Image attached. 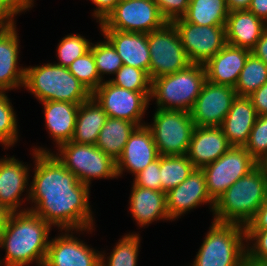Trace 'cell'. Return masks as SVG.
<instances>
[{"mask_svg":"<svg viewBox=\"0 0 267 266\" xmlns=\"http://www.w3.org/2000/svg\"><path fill=\"white\" fill-rule=\"evenodd\" d=\"M33 151L35 169L29 201L34 205L27 209L61 232H91L95 222L89 203L90 187L68 171L50 150L35 147Z\"/></svg>","mask_w":267,"mask_h":266,"instance_id":"cell-1","label":"cell"},{"mask_svg":"<svg viewBox=\"0 0 267 266\" xmlns=\"http://www.w3.org/2000/svg\"><path fill=\"white\" fill-rule=\"evenodd\" d=\"M51 226L30 210L11 212L0 237V248L5 249V258L0 266H43Z\"/></svg>","mask_w":267,"mask_h":266,"instance_id":"cell-2","label":"cell"},{"mask_svg":"<svg viewBox=\"0 0 267 266\" xmlns=\"http://www.w3.org/2000/svg\"><path fill=\"white\" fill-rule=\"evenodd\" d=\"M267 199V175L257 165L215 201L213 220L246 226Z\"/></svg>","mask_w":267,"mask_h":266,"instance_id":"cell-3","label":"cell"},{"mask_svg":"<svg viewBox=\"0 0 267 266\" xmlns=\"http://www.w3.org/2000/svg\"><path fill=\"white\" fill-rule=\"evenodd\" d=\"M23 87L40 102L63 101L81 104L91 92L68 68L55 63L25 67Z\"/></svg>","mask_w":267,"mask_h":266,"instance_id":"cell-4","label":"cell"},{"mask_svg":"<svg viewBox=\"0 0 267 266\" xmlns=\"http://www.w3.org/2000/svg\"><path fill=\"white\" fill-rule=\"evenodd\" d=\"M245 226L213 220L192 266H240L246 258Z\"/></svg>","mask_w":267,"mask_h":266,"instance_id":"cell-5","label":"cell"},{"mask_svg":"<svg viewBox=\"0 0 267 266\" xmlns=\"http://www.w3.org/2000/svg\"><path fill=\"white\" fill-rule=\"evenodd\" d=\"M206 81L204 65L191 64L186 69L151 80L150 101L157 109L190 112Z\"/></svg>","mask_w":267,"mask_h":266,"instance_id":"cell-6","label":"cell"},{"mask_svg":"<svg viewBox=\"0 0 267 266\" xmlns=\"http://www.w3.org/2000/svg\"><path fill=\"white\" fill-rule=\"evenodd\" d=\"M56 158L77 179L90 187L92 179L118 178L116 161L96 145L65 142L57 147Z\"/></svg>","mask_w":267,"mask_h":266,"instance_id":"cell-7","label":"cell"},{"mask_svg":"<svg viewBox=\"0 0 267 266\" xmlns=\"http://www.w3.org/2000/svg\"><path fill=\"white\" fill-rule=\"evenodd\" d=\"M150 129L159 155H187L194 121L190 112L156 109Z\"/></svg>","mask_w":267,"mask_h":266,"instance_id":"cell-8","label":"cell"},{"mask_svg":"<svg viewBox=\"0 0 267 266\" xmlns=\"http://www.w3.org/2000/svg\"><path fill=\"white\" fill-rule=\"evenodd\" d=\"M150 51V79L170 75L189 67L190 62L183 48L177 29L171 22L147 33Z\"/></svg>","mask_w":267,"mask_h":266,"instance_id":"cell-9","label":"cell"},{"mask_svg":"<svg viewBox=\"0 0 267 266\" xmlns=\"http://www.w3.org/2000/svg\"><path fill=\"white\" fill-rule=\"evenodd\" d=\"M166 23L154 0H121L99 25L100 29L150 33Z\"/></svg>","mask_w":267,"mask_h":266,"instance_id":"cell-10","label":"cell"},{"mask_svg":"<svg viewBox=\"0 0 267 266\" xmlns=\"http://www.w3.org/2000/svg\"><path fill=\"white\" fill-rule=\"evenodd\" d=\"M257 165L258 162L244 147L231 146L217 160L202 168L211 199L215 202L231 185Z\"/></svg>","mask_w":267,"mask_h":266,"instance_id":"cell-11","label":"cell"},{"mask_svg":"<svg viewBox=\"0 0 267 266\" xmlns=\"http://www.w3.org/2000/svg\"><path fill=\"white\" fill-rule=\"evenodd\" d=\"M151 92H135L103 81L91 94L110 118L123 119L145 125L143 117L150 102ZM142 121V122H141Z\"/></svg>","mask_w":267,"mask_h":266,"instance_id":"cell-12","label":"cell"},{"mask_svg":"<svg viewBox=\"0 0 267 266\" xmlns=\"http://www.w3.org/2000/svg\"><path fill=\"white\" fill-rule=\"evenodd\" d=\"M171 23L177 29L192 64L204 65L227 44L225 25L199 26L186 22L183 18Z\"/></svg>","mask_w":267,"mask_h":266,"instance_id":"cell-13","label":"cell"},{"mask_svg":"<svg viewBox=\"0 0 267 266\" xmlns=\"http://www.w3.org/2000/svg\"><path fill=\"white\" fill-rule=\"evenodd\" d=\"M237 93L233 87L206 80L190 115L198 127H219L228 114Z\"/></svg>","mask_w":267,"mask_h":266,"instance_id":"cell-14","label":"cell"},{"mask_svg":"<svg viewBox=\"0 0 267 266\" xmlns=\"http://www.w3.org/2000/svg\"><path fill=\"white\" fill-rule=\"evenodd\" d=\"M73 231L64 230L49 241L43 266H101V252L80 241Z\"/></svg>","mask_w":267,"mask_h":266,"instance_id":"cell-15","label":"cell"},{"mask_svg":"<svg viewBox=\"0 0 267 266\" xmlns=\"http://www.w3.org/2000/svg\"><path fill=\"white\" fill-rule=\"evenodd\" d=\"M167 211L171 221L181 218L191 209L209 204L213 212L215 202L207 192L206 177L202 169L193 172L177 187L166 193Z\"/></svg>","mask_w":267,"mask_h":266,"instance_id":"cell-16","label":"cell"},{"mask_svg":"<svg viewBox=\"0 0 267 266\" xmlns=\"http://www.w3.org/2000/svg\"><path fill=\"white\" fill-rule=\"evenodd\" d=\"M29 169L28 165H25L14 156L0 158V203L11 212L28 210L20 207L22 202H25L23 197L21 198L22 193L27 190L28 186L29 189L26 191L27 196L25 198L29 201L30 197Z\"/></svg>","mask_w":267,"mask_h":266,"instance_id":"cell-17","label":"cell"},{"mask_svg":"<svg viewBox=\"0 0 267 266\" xmlns=\"http://www.w3.org/2000/svg\"><path fill=\"white\" fill-rule=\"evenodd\" d=\"M159 156L148 126H137L130 134L122 155L116 161L117 176H121L126 170L135 176Z\"/></svg>","mask_w":267,"mask_h":266,"instance_id":"cell-18","label":"cell"},{"mask_svg":"<svg viewBox=\"0 0 267 266\" xmlns=\"http://www.w3.org/2000/svg\"><path fill=\"white\" fill-rule=\"evenodd\" d=\"M20 40L16 25L0 30V92L23 87L25 67H19Z\"/></svg>","mask_w":267,"mask_h":266,"instance_id":"cell-19","label":"cell"},{"mask_svg":"<svg viewBox=\"0 0 267 266\" xmlns=\"http://www.w3.org/2000/svg\"><path fill=\"white\" fill-rule=\"evenodd\" d=\"M250 53L249 49L227 43L204 64L206 80L234 88Z\"/></svg>","mask_w":267,"mask_h":266,"instance_id":"cell-20","label":"cell"},{"mask_svg":"<svg viewBox=\"0 0 267 266\" xmlns=\"http://www.w3.org/2000/svg\"><path fill=\"white\" fill-rule=\"evenodd\" d=\"M230 147L220 127L195 126L187 156L195 168L202 169L217 160Z\"/></svg>","mask_w":267,"mask_h":266,"instance_id":"cell-21","label":"cell"},{"mask_svg":"<svg viewBox=\"0 0 267 266\" xmlns=\"http://www.w3.org/2000/svg\"><path fill=\"white\" fill-rule=\"evenodd\" d=\"M104 36L121 57L123 65L145 70L150 66V51L147 33L125 32L112 29H101Z\"/></svg>","mask_w":267,"mask_h":266,"instance_id":"cell-22","label":"cell"},{"mask_svg":"<svg viewBox=\"0 0 267 266\" xmlns=\"http://www.w3.org/2000/svg\"><path fill=\"white\" fill-rule=\"evenodd\" d=\"M129 210L140 227L149 226L157 220H170L167 211L166 192L132 184Z\"/></svg>","mask_w":267,"mask_h":266,"instance_id":"cell-23","label":"cell"},{"mask_svg":"<svg viewBox=\"0 0 267 266\" xmlns=\"http://www.w3.org/2000/svg\"><path fill=\"white\" fill-rule=\"evenodd\" d=\"M258 115L247 96H237L219 126L231 146L244 147Z\"/></svg>","mask_w":267,"mask_h":266,"instance_id":"cell-24","label":"cell"},{"mask_svg":"<svg viewBox=\"0 0 267 266\" xmlns=\"http://www.w3.org/2000/svg\"><path fill=\"white\" fill-rule=\"evenodd\" d=\"M267 24L248 9L229 11L225 23L228 44L252 50Z\"/></svg>","mask_w":267,"mask_h":266,"instance_id":"cell-25","label":"cell"},{"mask_svg":"<svg viewBox=\"0 0 267 266\" xmlns=\"http://www.w3.org/2000/svg\"><path fill=\"white\" fill-rule=\"evenodd\" d=\"M44 107L45 126L56 147L71 141L80 104L63 101L41 102Z\"/></svg>","mask_w":267,"mask_h":266,"instance_id":"cell-26","label":"cell"},{"mask_svg":"<svg viewBox=\"0 0 267 266\" xmlns=\"http://www.w3.org/2000/svg\"><path fill=\"white\" fill-rule=\"evenodd\" d=\"M108 116L91 96L79 105L72 142L95 145Z\"/></svg>","mask_w":267,"mask_h":266,"instance_id":"cell-27","label":"cell"},{"mask_svg":"<svg viewBox=\"0 0 267 266\" xmlns=\"http://www.w3.org/2000/svg\"><path fill=\"white\" fill-rule=\"evenodd\" d=\"M137 125L133 122L108 117L100 130L96 146L115 161L122 155L130 134Z\"/></svg>","mask_w":267,"mask_h":266,"instance_id":"cell-28","label":"cell"},{"mask_svg":"<svg viewBox=\"0 0 267 266\" xmlns=\"http://www.w3.org/2000/svg\"><path fill=\"white\" fill-rule=\"evenodd\" d=\"M228 15L226 0H190L182 18L195 25L214 26L225 25Z\"/></svg>","mask_w":267,"mask_h":266,"instance_id":"cell-29","label":"cell"},{"mask_svg":"<svg viewBox=\"0 0 267 266\" xmlns=\"http://www.w3.org/2000/svg\"><path fill=\"white\" fill-rule=\"evenodd\" d=\"M194 169L187 155H160L161 191L177 187Z\"/></svg>","mask_w":267,"mask_h":266,"instance_id":"cell-30","label":"cell"},{"mask_svg":"<svg viewBox=\"0 0 267 266\" xmlns=\"http://www.w3.org/2000/svg\"><path fill=\"white\" fill-rule=\"evenodd\" d=\"M266 82L267 65L253 53H250L234 87L237 96L249 97Z\"/></svg>","mask_w":267,"mask_h":266,"instance_id":"cell-31","label":"cell"},{"mask_svg":"<svg viewBox=\"0 0 267 266\" xmlns=\"http://www.w3.org/2000/svg\"><path fill=\"white\" fill-rule=\"evenodd\" d=\"M140 239L139 233L124 235L116 243L107 259L104 252H101V266H136Z\"/></svg>","mask_w":267,"mask_h":266,"instance_id":"cell-32","label":"cell"},{"mask_svg":"<svg viewBox=\"0 0 267 266\" xmlns=\"http://www.w3.org/2000/svg\"><path fill=\"white\" fill-rule=\"evenodd\" d=\"M105 41L91 44L90 50L93 53L96 68L100 78L105 81L104 75H115L123 66L121 57L116 52L114 46L106 39Z\"/></svg>","mask_w":267,"mask_h":266,"instance_id":"cell-33","label":"cell"},{"mask_svg":"<svg viewBox=\"0 0 267 266\" xmlns=\"http://www.w3.org/2000/svg\"><path fill=\"white\" fill-rule=\"evenodd\" d=\"M68 69L91 93L103 82L98 74L91 50L74 60Z\"/></svg>","mask_w":267,"mask_h":266,"instance_id":"cell-34","label":"cell"},{"mask_svg":"<svg viewBox=\"0 0 267 266\" xmlns=\"http://www.w3.org/2000/svg\"><path fill=\"white\" fill-rule=\"evenodd\" d=\"M6 93L0 92V143L8 149L18 141L19 133L16 114Z\"/></svg>","mask_w":267,"mask_h":266,"instance_id":"cell-35","label":"cell"},{"mask_svg":"<svg viewBox=\"0 0 267 266\" xmlns=\"http://www.w3.org/2000/svg\"><path fill=\"white\" fill-rule=\"evenodd\" d=\"M92 42L80 34H70L62 38L57 46L58 63L55 64L68 68L78 57L90 50Z\"/></svg>","mask_w":267,"mask_h":266,"instance_id":"cell-36","label":"cell"},{"mask_svg":"<svg viewBox=\"0 0 267 266\" xmlns=\"http://www.w3.org/2000/svg\"><path fill=\"white\" fill-rule=\"evenodd\" d=\"M114 85L135 92H151V79L145 70L123 65L115 74V78L109 79Z\"/></svg>","mask_w":267,"mask_h":266,"instance_id":"cell-37","label":"cell"},{"mask_svg":"<svg viewBox=\"0 0 267 266\" xmlns=\"http://www.w3.org/2000/svg\"><path fill=\"white\" fill-rule=\"evenodd\" d=\"M244 148L257 162L267 154V115L257 117Z\"/></svg>","mask_w":267,"mask_h":266,"instance_id":"cell-38","label":"cell"},{"mask_svg":"<svg viewBox=\"0 0 267 266\" xmlns=\"http://www.w3.org/2000/svg\"><path fill=\"white\" fill-rule=\"evenodd\" d=\"M245 230L246 257L257 263H267V229Z\"/></svg>","mask_w":267,"mask_h":266,"instance_id":"cell-39","label":"cell"},{"mask_svg":"<svg viewBox=\"0 0 267 266\" xmlns=\"http://www.w3.org/2000/svg\"><path fill=\"white\" fill-rule=\"evenodd\" d=\"M134 177L136 186L161 191L160 156Z\"/></svg>","mask_w":267,"mask_h":266,"instance_id":"cell-40","label":"cell"},{"mask_svg":"<svg viewBox=\"0 0 267 266\" xmlns=\"http://www.w3.org/2000/svg\"><path fill=\"white\" fill-rule=\"evenodd\" d=\"M159 11L167 22L182 18L189 6L190 0H154Z\"/></svg>","mask_w":267,"mask_h":266,"instance_id":"cell-41","label":"cell"},{"mask_svg":"<svg viewBox=\"0 0 267 266\" xmlns=\"http://www.w3.org/2000/svg\"><path fill=\"white\" fill-rule=\"evenodd\" d=\"M29 10L23 0H0V23L4 26L16 25L14 17Z\"/></svg>","mask_w":267,"mask_h":266,"instance_id":"cell-42","label":"cell"},{"mask_svg":"<svg viewBox=\"0 0 267 266\" xmlns=\"http://www.w3.org/2000/svg\"><path fill=\"white\" fill-rule=\"evenodd\" d=\"M249 98L258 116L267 115V82L252 93Z\"/></svg>","mask_w":267,"mask_h":266,"instance_id":"cell-43","label":"cell"},{"mask_svg":"<svg viewBox=\"0 0 267 266\" xmlns=\"http://www.w3.org/2000/svg\"><path fill=\"white\" fill-rule=\"evenodd\" d=\"M96 6L93 17L101 23L121 0H91Z\"/></svg>","mask_w":267,"mask_h":266,"instance_id":"cell-44","label":"cell"},{"mask_svg":"<svg viewBox=\"0 0 267 266\" xmlns=\"http://www.w3.org/2000/svg\"><path fill=\"white\" fill-rule=\"evenodd\" d=\"M245 229H267V199L245 226Z\"/></svg>","mask_w":267,"mask_h":266,"instance_id":"cell-45","label":"cell"},{"mask_svg":"<svg viewBox=\"0 0 267 266\" xmlns=\"http://www.w3.org/2000/svg\"><path fill=\"white\" fill-rule=\"evenodd\" d=\"M257 58L267 65V28L262 32L256 46L251 50Z\"/></svg>","mask_w":267,"mask_h":266,"instance_id":"cell-46","label":"cell"},{"mask_svg":"<svg viewBox=\"0 0 267 266\" xmlns=\"http://www.w3.org/2000/svg\"><path fill=\"white\" fill-rule=\"evenodd\" d=\"M248 10L267 24V0H251Z\"/></svg>","mask_w":267,"mask_h":266,"instance_id":"cell-47","label":"cell"},{"mask_svg":"<svg viewBox=\"0 0 267 266\" xmlns=\"http://www.w3.org/2000/svg\"><path fill=\"white\" fill-rule=\"evenodd\" d=\"M229 11L248 9L251 0H226Z\"/></svg>","mask_w":267,"mask_h":266,"instance_id":"cell-48","label":"cell"},{"mask_svg":"<svg viewBox=\"0 0 267 266\" xmlns=\"http://www.w3.org/2000/svg\"><path fill=\"white\" fill-rule=\"evenodd\" d=\"M11 214V211L0 203V237L6 226L7 220Z\"/></svg>","mask_w":267,"mask_h":266,"instance_id":"cell-49","label":"cell"},{"mask_svg":"<svg viewBox=\"0 0 267 266\" xmlns=\"http://www.w3.org/2000/svg\"><path fill=\"white\" fill-rule=\"evenodd\" d=\"M240 266H267V263H257L254 262L250 259H248L247 257L242 261V263L240 264Z\"/></svg>","mask_w":267,"mask_h":266,"instance_id":"cell-50","label":"cell"},{"mask_svg":"<svg viewBox=\"0 0 267 266\" xmlns=\"http://www.w3.org/2000/svg\"><path fill=\"white\" fill-rule=\"evenodd\" d=\"M258 166L267 175V154L260 161H258Z\"/></svg>","mask_w":267,"mask_h":266,"instance_id":"cell-51","label":"cell"},{"mask_svg":"<svg viewBox=\"0 0 267 266\" xmlns=\"http://www.w3.org/2000/svg\"><path fill=\"white\" fill-rule=\"evenodd\" d=\"M26 4H27V7L30 9L33 7L34 5V0H23Z\"/></svg>","mask_w":267,"mask_h":266,"instance_id":"cell-52","label":"cell"},{"mask_svg":"<svg viewBox=\"0 0 267 266\" xmlns=\"http://www.w3.org/2000/svg\"><path fill=\"white\" fill-rule=\"evenodd\" d=\"M3 27H4V25L0 23V30H1Z\"/></svg>","mask_w":267,"mask_h":266,"instance_id":"cell-53","label":"cell"}]
</instances>
